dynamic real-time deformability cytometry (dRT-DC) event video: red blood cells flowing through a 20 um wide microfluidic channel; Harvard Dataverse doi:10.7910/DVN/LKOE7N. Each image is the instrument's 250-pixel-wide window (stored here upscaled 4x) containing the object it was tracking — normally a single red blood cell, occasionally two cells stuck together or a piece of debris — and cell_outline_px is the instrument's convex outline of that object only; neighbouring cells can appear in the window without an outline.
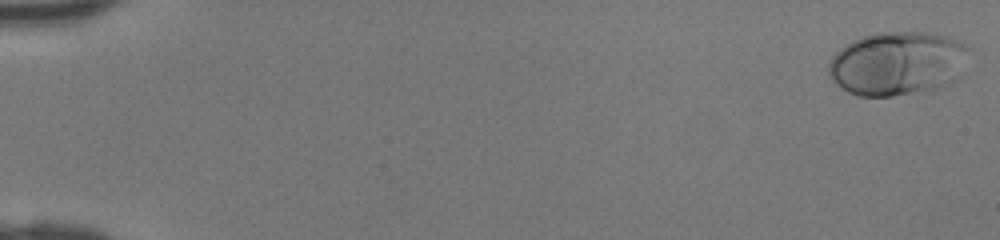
{"species": "human", "species_latin": "Homo sapiens", "temperature_condition": "room temperature", "stored_images_in_passage": 46, "camera_frame_rate_fps": 3000, "um_per_image_px": 0.085, "donor": {"sex": "female"}, "frame": {"image": 1, "passage_image": 1, "time_ms": 0.0, "image_size_px": [1000, 240], "cell_outline_px": [[972, 48], [956, 80], [932, 92], [892, 96], [860, 96], [848, 92], [836, 84], [828, 76], [828, 64], [832, 56], [840, 48], [852, 40], [864, 36], [880, 32], [932, 32], [948, 36]], "centroid_in_image_um": [76.31, 5.4], "position_along_channel_um": 8.7, "area_um2": 53.06}}
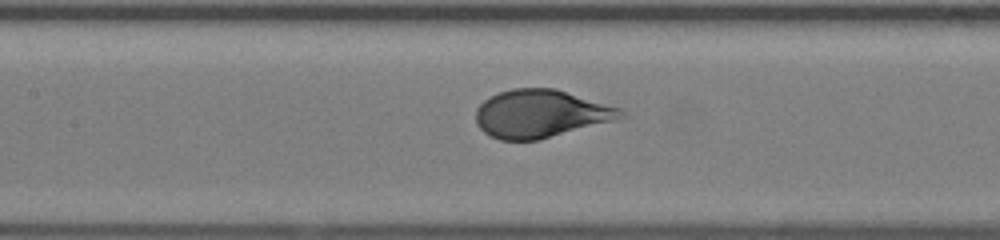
{"frame": {"image": 2, "passage_image": 23, "time_ms": 7.333, "image_size_px": [1000, 240], "cell_outline_px": [[624, 116], [612, 120], [540, 140], [500, 140], [484, 132], [476, 124], [476, 108], [484, 100], [500, 92], [512, 88], [556, 88], [620, 108], [624, 112]], "centroid_in_image_um": [45.91, 9.66], "position_along_channel_um": 161.5, "area_um2": 40.06}}
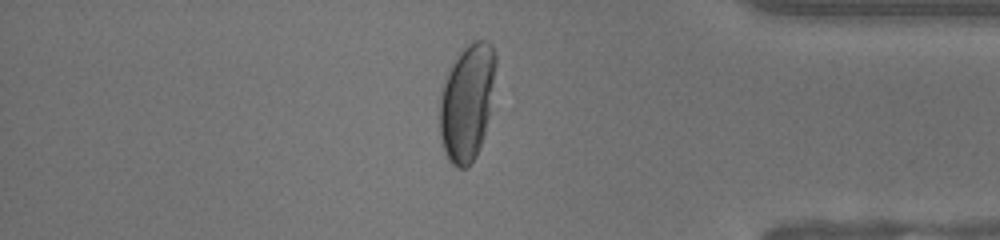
{"frame": {"image": 3, "passage_image": 40, "time_ms": 13.0, "image_size_px": [1000, 240], "cell_outline_px": [[496, 64], [488, 116], [484, 136], [476, 156], [468, 168], [460, 168], [452, 164], [448, 160], [440, 136], [440, 96], [448, 72], [452, 64], [464, 48], [472, 40], [488, 40], [492, 44], [496, 52]], "centroid_in_image_um": [39.71, 8.68], "position_along_channel_um": 395.5, "area_um2": 37.74}}